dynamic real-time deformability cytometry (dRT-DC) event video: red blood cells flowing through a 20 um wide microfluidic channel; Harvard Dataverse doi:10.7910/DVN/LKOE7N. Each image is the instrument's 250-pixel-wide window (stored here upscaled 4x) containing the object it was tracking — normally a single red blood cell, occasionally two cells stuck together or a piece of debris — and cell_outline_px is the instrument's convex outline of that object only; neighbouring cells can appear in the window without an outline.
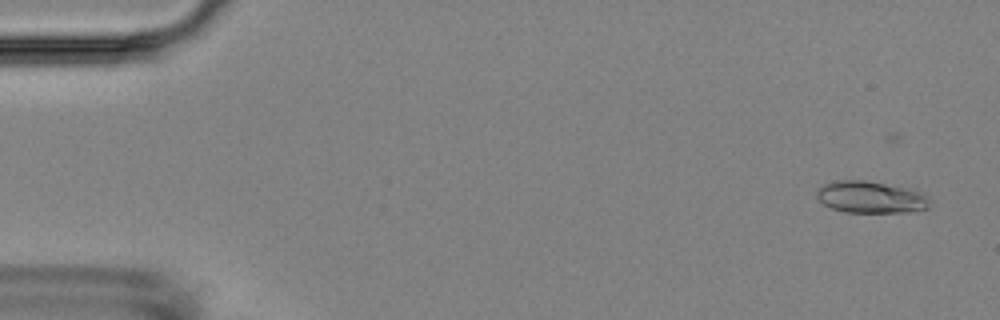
{"species": "Egyptian fruit bat (a non-hibernating species)", "species_latin": "Rousettus aegyptiacus", "temperature_condition": "room temperature", "stored_images_in_passage": 5, "camera_frame_rate_fps": 3000, "um_per_image_px": 0.085, "animal": {"sex": "female"}, "frame": {"image": 1, "passage_image": 1, "time_ms": 0.0, "image_size_px": [1000, 320], "cell_outline_px": [[932, 200], [928, 208], [912, 212], [844, 212], [832, 208], [824, 204], [816, 196], [816, 188], [824, 184], [836, 180], [864, 180], [916, 188], [928, 196]], "centroid_in_image_um": [74.08, 16.74], "position_along_channel_um": 10.9, "area_um2": 21.56}}
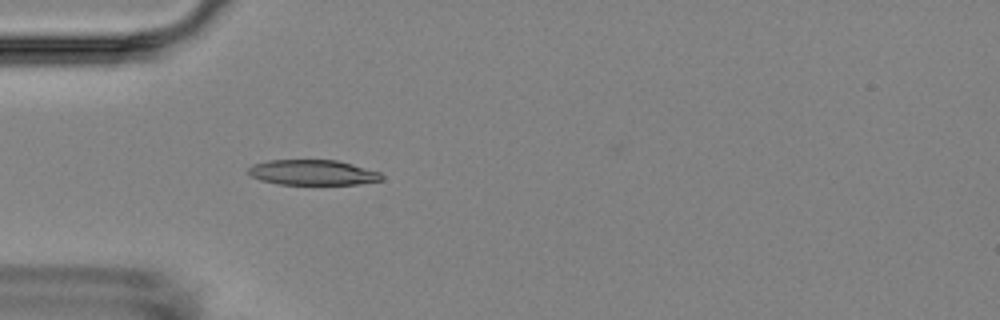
{"frame": {"image": 2, "passage_image": 5, "time_ms": 4.667, "image_size_px": [1000, 320], "cell_outline_px": [[384, 180], [360, 184], [280, 184], [260, 180], [252, 176], [248, 172], [248, 168], [252, 164], [268, 160], [336, 160], [352, 164], [380, 172], [384, 176]], "centroid_in_image_um": [26.6, 14.66], "position_along_channel_um": 58.4, "area_um2": 19.65}}